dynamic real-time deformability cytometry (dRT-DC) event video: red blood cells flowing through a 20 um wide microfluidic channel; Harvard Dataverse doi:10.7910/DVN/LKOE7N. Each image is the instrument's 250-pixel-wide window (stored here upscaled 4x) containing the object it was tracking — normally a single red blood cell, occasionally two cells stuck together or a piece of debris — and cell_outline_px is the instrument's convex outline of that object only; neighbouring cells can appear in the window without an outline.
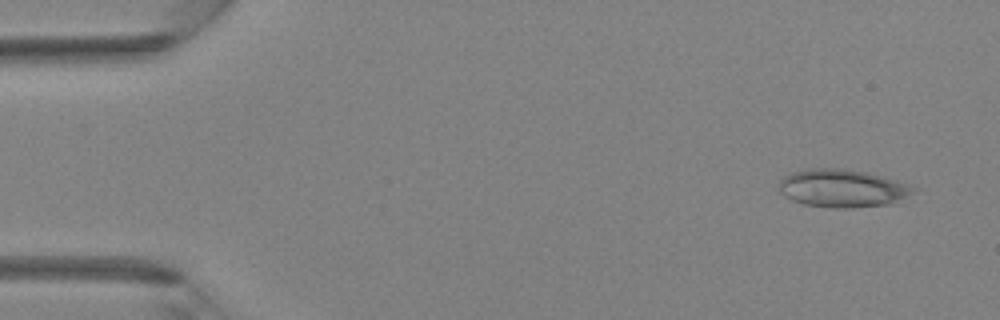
{"species": "Egyptian fruit bat (a non-hibernating species)", "species_latin": "Rousettus aegyptiacus", "temperature_condition": "room temperature", "stored_images_in_passage": 5, "camera_frame_rate_fps": 3000, "um_per_image_px": 0.085, "animal": {"sex": "female"}, "frame": {"image": 1, "passage_image": 1, "time_ms": 0.0, "image_size_px": [1000, 320], "cell_outline_px": [[916, 192], [892, 204], [852, 208], [832, 208], [804, 204], [792, 200], [784, 196], [780, 192], [780, 180], [784, 176], [792, 172], [808, 168], [844, 168], [864, 172], [896, 180], [916, 188]], "centroid_in_image_um": [71.6, 16.01], "position_along_channel_um": 13.4, "area_um2": 29.77}}